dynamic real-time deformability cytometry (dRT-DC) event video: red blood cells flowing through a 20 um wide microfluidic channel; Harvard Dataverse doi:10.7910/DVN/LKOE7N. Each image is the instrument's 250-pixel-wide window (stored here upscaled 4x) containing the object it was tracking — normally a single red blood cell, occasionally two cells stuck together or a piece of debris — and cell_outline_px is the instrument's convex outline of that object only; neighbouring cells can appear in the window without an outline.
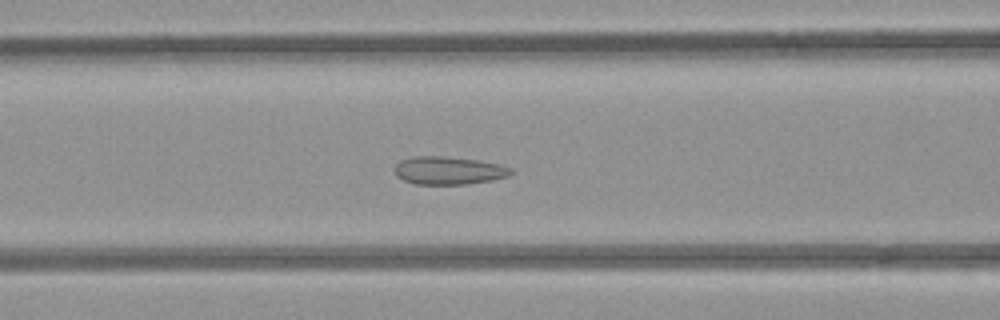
{"species": "common noctule bat (a hibernating species)", "species_latin": "Nyctalus noctula", "temperature_condition": "room temperature", "stored_images_in_passage": 41, "camera_frame_rate_fps": 3000, "um_per_image_px": 0.085, "animal": {"sex": "female", "body_mass_g": 21.9}, "frame": {"image": 1, "passage_image": 13, "time_ms": 4.0, "image_size_px": [1000, 320], "cell_outline_px": [[512, 172], [508, 176], [492, 180], [468, 184], [416, 184], [404, 180], [396, 176], [392, 168], [400, 160], [412, 156], [444, 156], [476, 160], [500, 164], [512, 168]], "centroid_in_image_um": [38.09, 14.49], "position_along_channel_um": 128.5, "area_um2": 19.07}}
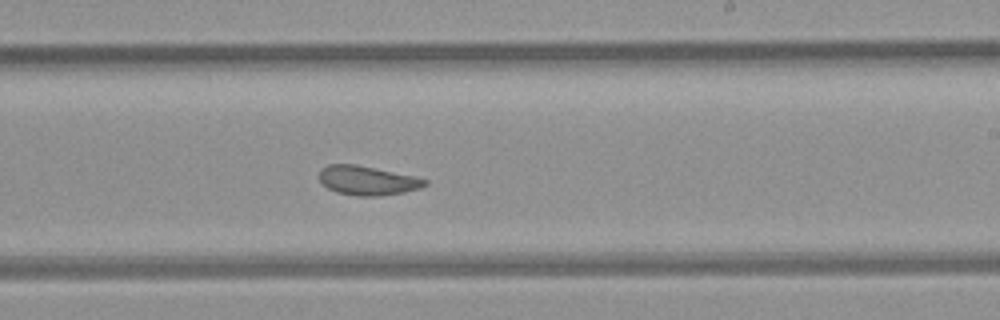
{"frame": {"image": 2, "passage_image": 23, "time_ms": 7.333, "image_size_px": [1000, 320], "cell_outline_px": [[428, 184], [420, 188], [404, 192], [380, 196], [356, 196], [336, 192], [328, 188], [320, 180], [320, 168], [328, 164], [356, 164], [416, 176], [428, 180]], "centroid_in_image_um": [31.25, 15.34], "position_along_channel_um": 257.7, "area_um2": 18.09}}
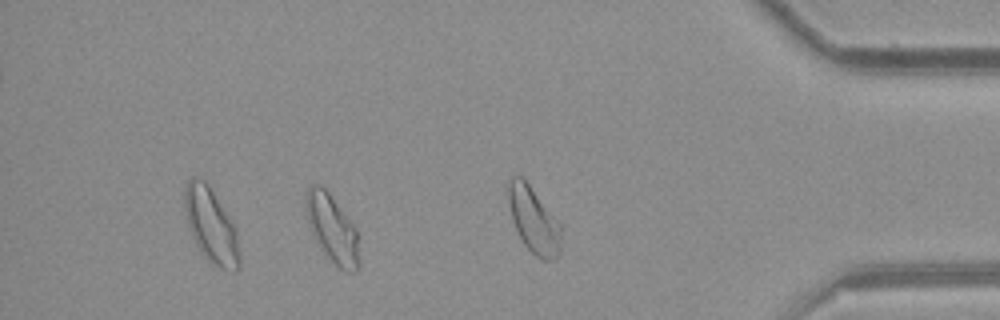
{"frame": {"image": 3, "passage_image": 35, "time_ms": 11.333, "image_size_px": [1000, 320], "cell_outline_px": [[360, 264], [356, 272], [344, 272], [336, 268], [324, 252], [316, 240], [312, 232], [304, 208], [304, 196], [308, 188], [312, 184], [320, 184], [328, 192], [348, 216], [356, 228]], "centroid_in_image_um": [28.24, 19.45], "position_along_channel_um": 407.0, "area_um2": 21.39}, "authors_computed_cell_mechanics": {"area_um2": 19.363, "velocity_mm_per_s": 3.8858, "shape_relaxation_time_tau1_ms": null, "shape_relaxation_time_tau2_ms": 1.1472, "deformation_change_tau1": null, "deformation_change_tau2": 0.0791}}